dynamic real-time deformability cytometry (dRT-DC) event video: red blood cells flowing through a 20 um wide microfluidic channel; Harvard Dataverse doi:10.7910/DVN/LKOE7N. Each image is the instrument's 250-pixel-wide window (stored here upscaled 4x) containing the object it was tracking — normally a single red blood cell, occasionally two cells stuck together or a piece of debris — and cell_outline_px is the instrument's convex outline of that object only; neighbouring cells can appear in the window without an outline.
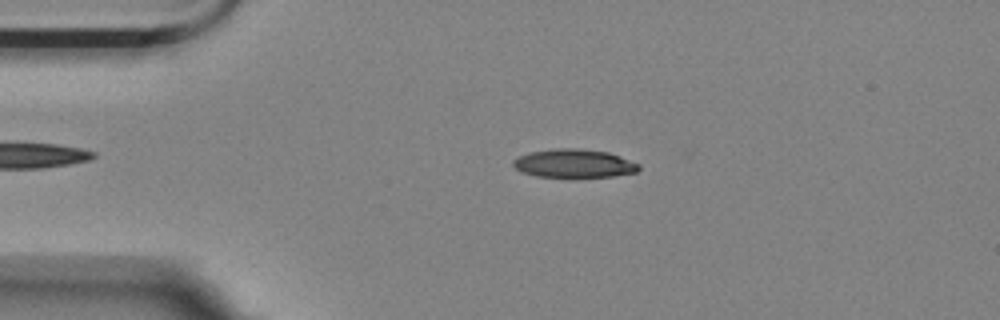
{"species": "Egyptian fruit bat (a non-hibernating species)", "species_latin": "Rousettus aegyptiacus", "temperature_condition": "room temperature", "stored_images_in_passage": 39, "camera_frame_rate_fps": 3000, "um_per_image_px": 0.085, "animal": {"sex": "female"}, "frame": {"image": 1, "passage_image": 1, "time_ms": 0.0, "image_size_px": [1000, 320], "cell_outline_px": [[640, 168], [636, 172], [612, 176], [536, 176], [524, 172], [516, 168], [512, 164], [512, 160], [528, 152], [556, 148], [580, 148], [608, 152], [620, 156], [640, 164]], "centroid_in_image_um": [48.8, 13.87], "position_along_channel_um": 36.2, "area_um2": 20.58}}
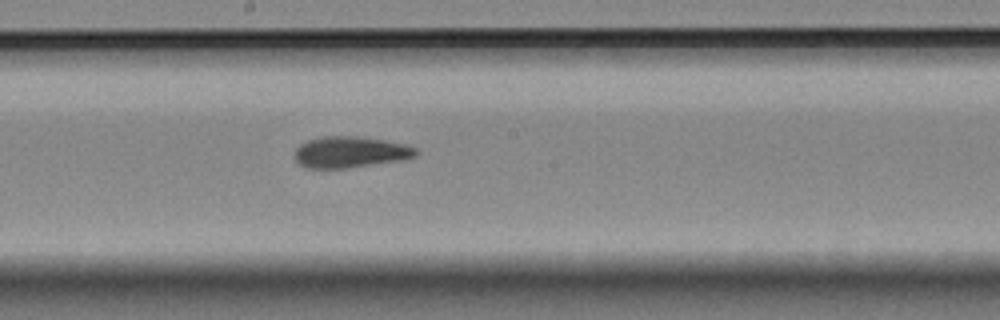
{"frame": {"image": 2, "passage_image": 19, "time_ms": 6.0, "image_size_px": [1000, 320], "cell_outline_px": [[416, 156], [404, 160], [348, 168], [308, 168], [300, 164], [296, 160], [296, 148], [300, 144], [308, 140], [320, 136], [356, 136], [384, 140], [408, 144], [416, 148]], "centroid_in_image_um": [29.8, 12.92], "position_along_channel_um": 218.4, "area_um2": 22.14}}
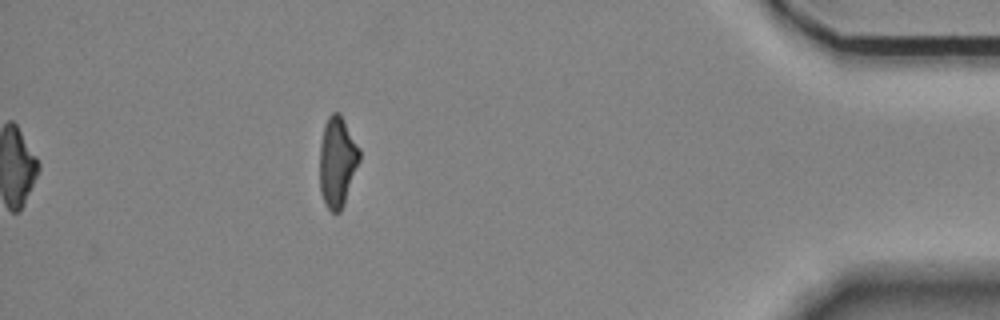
{"frame": {"image": 3, "passage_image": 39, "time_ms": 12.667, "image_size_px": [1000, 320], "cell_outline_px": [[360, 160], [344, 204], [340, 212], [332, 212], [324, 204], [320, 192], [320, 144], [324, 124], [328, 116], [332, 112], [340, 112], [360, 148]], "centroid_in_image_um": [28.67, 13.73], "position_along_channel_um": 406.5, "area_um2": 21.15}, "authors_computed_cell_mechanics": {"area_um2": 22.1952, "velocity_mm_per_s": 3.5692, "shape_relaxation_time_tau1_ms": 6.3048, "shape_relaxation_time_tau2_ms": 1.9609, "deformation_change_tau1": 0.2046, "deformation_change_tau2": 0.1021}}